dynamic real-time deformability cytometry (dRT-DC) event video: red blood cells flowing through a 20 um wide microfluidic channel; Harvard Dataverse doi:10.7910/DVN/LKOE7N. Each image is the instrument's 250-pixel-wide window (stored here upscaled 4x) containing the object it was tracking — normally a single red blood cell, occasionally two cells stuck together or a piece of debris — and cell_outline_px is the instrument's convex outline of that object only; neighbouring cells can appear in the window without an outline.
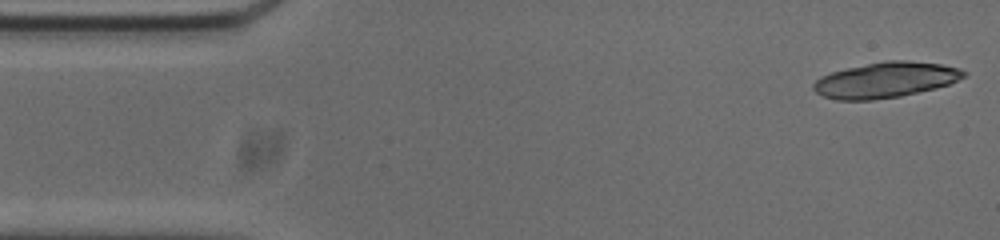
{"species": "common noctule bat (a hibernating species)", "species_latin": "Nyctalus noctula", "temperature_condition": "cold", "stored_images_in_passage": 15, "camera_frame_rate_fps": 3000, "um_per_image_px": 0.085, "animal": {"sex": "male", "body_mass_g": 20.0, "forearm_length_mm": 53.3}, "frame": {"image": 1, "passage_image": 1, "time_ms": 0.0, "image_size_px": [1000, 240], "cell_outline_px": [[968, 72], [964, 76], [948, 84], [936, 88], [900, 96], [872, 100], [836, 100], [824, 96], [816, 92], [812, 88], [812, 84], [820, 76], [832, 72], [848, 68], [888, 60], [904, 60], [940, 64], [960, 68]], "centroid_in_image_um": [75.26, 6.8], "position_along_channel_um": 9.7, "area_um2": 30.87}}